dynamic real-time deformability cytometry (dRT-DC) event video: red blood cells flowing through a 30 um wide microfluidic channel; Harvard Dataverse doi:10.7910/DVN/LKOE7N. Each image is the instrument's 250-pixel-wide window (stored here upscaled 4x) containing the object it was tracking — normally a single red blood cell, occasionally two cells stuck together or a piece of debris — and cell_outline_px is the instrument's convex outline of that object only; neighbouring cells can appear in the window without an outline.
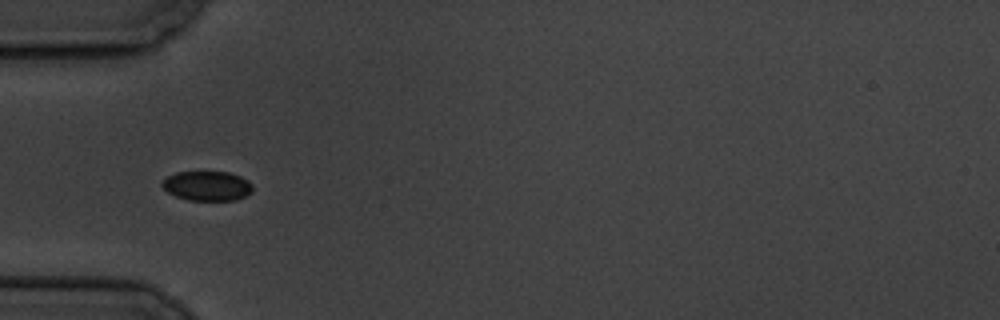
{"species": "common noctule bat (a hibernating species)", "species_latin": "Nyctalus noctula", "temperature_condition": "cold", "stored_images_in_passage": 9, "camera_frame_rate_fps": 3000, "um_per_image_px": 0.085, "animal": {"sex": "male", "body_mass_g": 19.5, "forearm_length_mm": 54.6}, "frame": {"image": 1, "passage_image": 6, "time_ms": 6.0, "image_size_px": [1000, 320], "cell_outline_px": [[252, 192], [236, 200], [188, 200], [176, 196], [168, 192], [160, 184], [168, 176], [176, 172], [228, 172], [240, 176], [248, 180], [252, 184]], "centroid_in_image_um": [17.62, 15.8], "position_along_channel_um": 67.4, "area_um2": 15.55}}
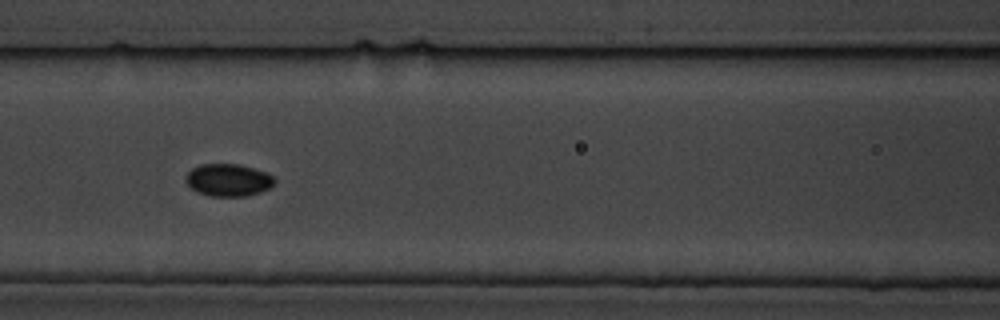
{"frame": {"image": 2, "passage_image": 8, "time_ms": 8.333, "image_size_px": [1000, 320], "cell_outline_px": [[276, 180], [268, 188], [260, 192], [248, 196], [212, 196], [196, 192], [184, 180], [184, 176], [192, 168], [200, 164], [240, 164], [268, 172]], "centroid_in_image_um": [19.39, 15.29], "position_along_channel_um": 147.2, "area_um2": 16.88}}
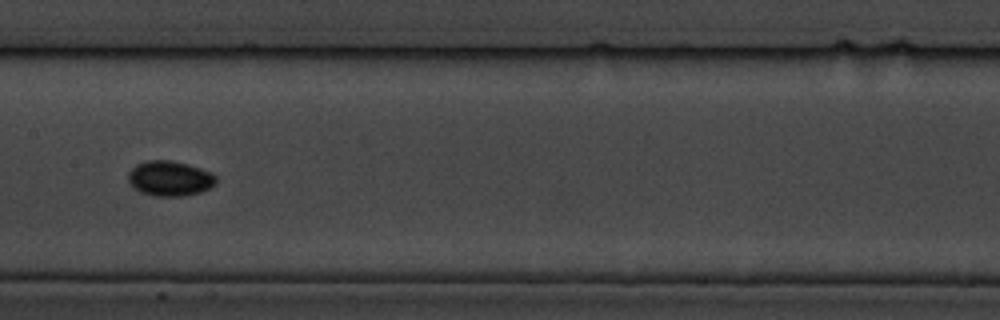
{"frame": {"image": 3, "passage_image": 9, "time_ms": 9.667, "image_size_px": [1000, 320], "cell_outline_px": [[216, 184], [200, 192], [184, 196], [156, 196], [140, 192], [132, 188], [128, 180], [128, 172], [136, 164], [148, 160], [172, 160], [188, 164], [212, 172], [216, 176]], "centroid_in_image_um": [14.42, 15.16], "position_along_channel_um": 193.0, "area_um2": 18.15}}